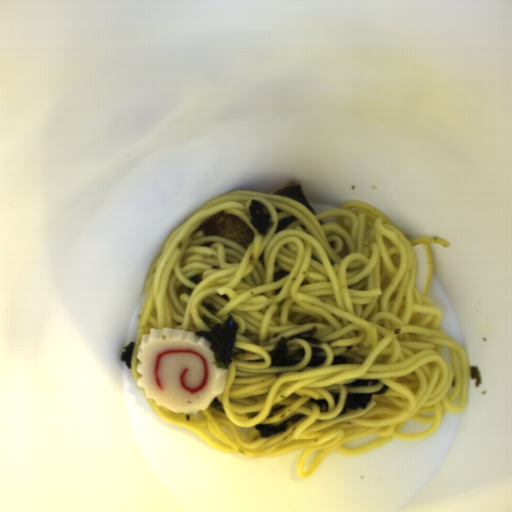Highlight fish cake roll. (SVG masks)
I'll return each instance as SVG.
<instances>
[{
  "instance_id": "obj_1",
  "label": "fish cake roll",
  "mask_w": 512,
  "mask_h": 512,
  "mask_svg": "<svg viewBox=\"0 0 512 512\" xmlns=\"http://www.w3.org/2000/svg\"><path fill=\"white\" fill-rule=\"evenodd\" d=\"M136 355V384L175 414L205 411L225 388L228 370L215 364L210 341L195 332L154 327L142 335Z\"/></svg>"
}]
</instances>
